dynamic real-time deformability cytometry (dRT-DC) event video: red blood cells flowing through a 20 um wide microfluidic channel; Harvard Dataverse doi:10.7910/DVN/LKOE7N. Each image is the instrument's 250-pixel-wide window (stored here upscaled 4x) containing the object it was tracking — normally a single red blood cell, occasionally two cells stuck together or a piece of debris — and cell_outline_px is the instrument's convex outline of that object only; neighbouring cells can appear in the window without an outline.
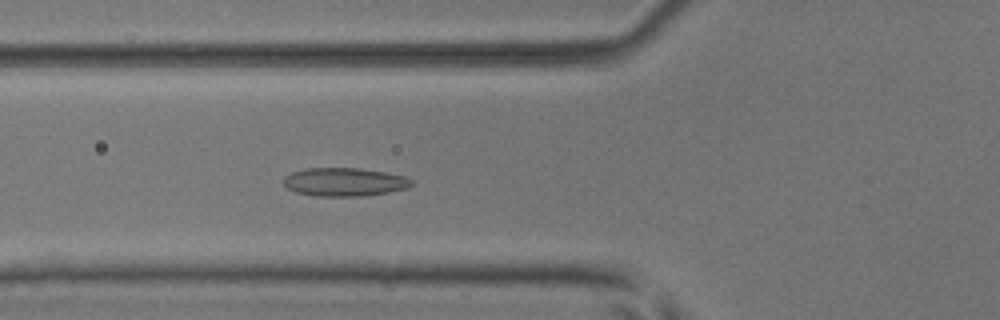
{"species": "common noctule bat (a hibernating species)", "species_latin": "Nyctalus noctula", "temperature_condition": "room temperature", "stored_images_in_passage": 41, "camera_frame_rate_fps": 3000, "um_per_image_px": 0.085, "animal": {"sex": "male", "body_mass_g": 17.9, "forearm_length_mm": 54.2}, "frame": {"image": 1, "passage_image": 8, "time_ms": 2.333, "image_size_px": [1000, 320], "cell_outline_px": [[416, 184], [408, 188], [388, 192], [360, 196], [316, 196], [296, 192], [288, 188], [284, 184], [284, 176], [292, 172], [308, 168], [360, 168], [408, 176]], "centroid_in_image_um": [29.33, 15.46], "position_along_channel_um": 96.5, "area_um2": 21.27}}
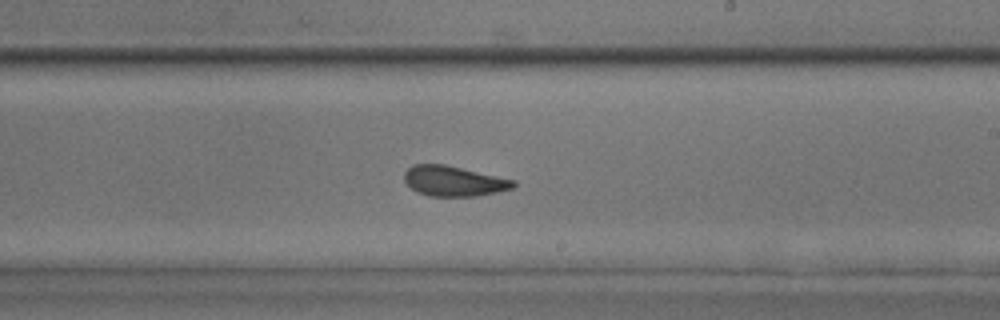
{"frame": {"image": 2, "passage_image": 20, "time_ms": 6.333, "image_size_px": [1000, 320], "cell_outline_px": [[516, 184], [512, 188], [496, 192], [476, 196], [428, 196], [416, 192], [404, 180], [404, 172], [412, 164], [444, 164], [516, 180]], "centroid_in_image_um": [38.55, 15.39], "position_along_channel_um": 250.5, "area_um2": 19.19}}
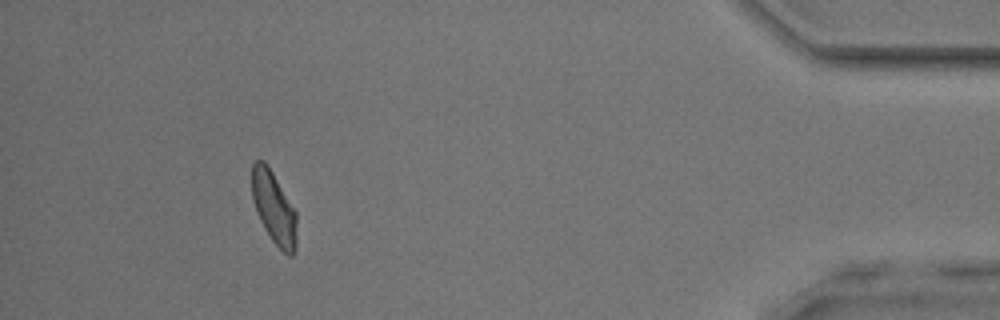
{"frame": {"image": 3, "passage_image": 37, "time_ms": 12.0, "image_size_px": [1000, 320], "cell_outline_px": [[296, 248], [292, 256], [288, 256], [272, 240], [264, 228], [260, 220], [252, 200], [252, 164], [256, 160], [264, 160], [272, 172], [296, 212]], "centroid_in_image_um": [23.27, 17.67], "position_along_channel_um": 411.9, "area_um2": 18.67}, "authors_computed_cell_mechanics": {"area_um2": 19.5942, "velocity_mm_per_s": 3.8608, "shape_relaxation_time_tau1_ms": 4.1907, "shape_relaxation_time_tau2_ms": 1.6419, "deformation_change_tau1": 0.1008, "deformation_change_tau2": 0.0698}}